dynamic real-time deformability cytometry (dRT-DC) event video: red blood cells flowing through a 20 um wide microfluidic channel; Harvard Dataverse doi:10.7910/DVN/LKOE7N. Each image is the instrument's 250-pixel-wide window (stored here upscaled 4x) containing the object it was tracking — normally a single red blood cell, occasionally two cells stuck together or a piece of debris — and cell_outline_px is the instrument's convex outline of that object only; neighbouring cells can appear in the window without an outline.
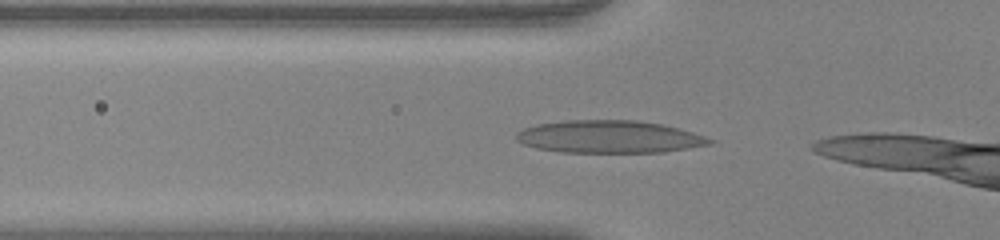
{"species": "human", "species_latin": "Homo sapiens", "temperature_condition": "warm", "stored_images_in_passage": 8, "camera_frame_rate_fps": 3000, "um_per_image_px": 0.085, "donor": {"sex": "female"}, "frame": {"image": 1, "passage_image": 2, "time_ms": 0.333, "image_size_px": [1000, 240], "cell_outline_px": [[716, 140], [712, 144], [664, 152], [560, 152], [536, 148], [524, 144], [516, 140], [516, 132], [524, 128], [536, 124], [564, 120], [636, 120], [664, 124], [680, 128]], "centroid_in_image_um": [51.79, 11.62], "position_along_channel_um": 74.0, "area_um2": 36.88}}
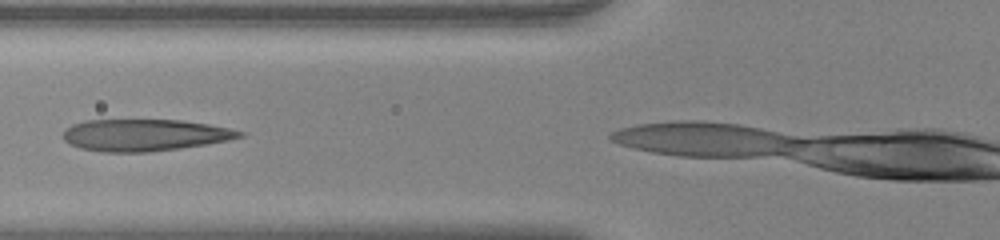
{"frame": {"image": 2, "passage_image": 5, "time_ms": 1.333, "image_size_px": [1000, 240], "cell_outline_px": [[244, 136], [228, 140], [180, 148], [148, 152], [104, 152], [80, 148], [64, 140], [64, 128], [72, 124], [84, 120], [180, 120], [208, 124], [228, 128], [244, 132]], "centroid_in_image_um": [12.26, 11.47], "position_along_channel_um": 113.5, "area_um2": 32.54}}